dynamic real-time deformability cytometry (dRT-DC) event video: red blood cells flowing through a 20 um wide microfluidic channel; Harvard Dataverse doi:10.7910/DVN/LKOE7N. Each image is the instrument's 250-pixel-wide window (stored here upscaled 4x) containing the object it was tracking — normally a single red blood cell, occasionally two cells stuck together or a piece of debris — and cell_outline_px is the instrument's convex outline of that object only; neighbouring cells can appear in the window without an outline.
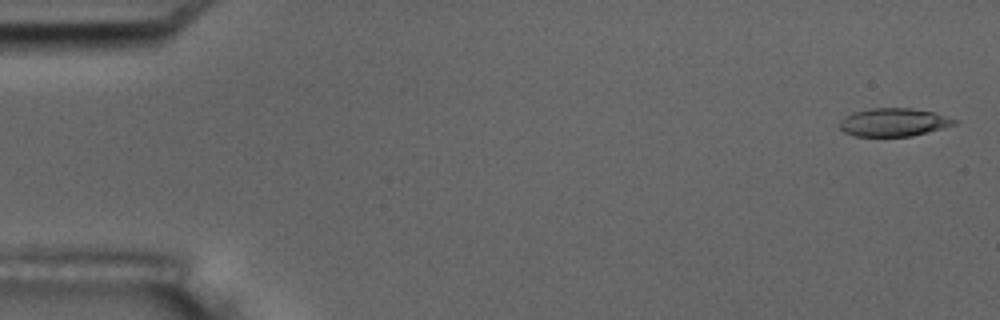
{"species": "common noctule bat (a hibernating species)", "species_latin": "Nyctalus noctula", "temperature_condition": "room temperature", "stored_images_in_passage": 15, "camera_frame_rate_fps": 3000, "um_per_image_px": 0.085, "animal": {"sex": "male", "body_mass_g": 17.5, "forearm_length_mm": 52.3}, "frame": {"image": 1, "passage_image": 1, "time_ms": 0.0, "image_size_px": [1000, 320], "cell_outline_px": [[960, 120], [956, 124], [912, 136], [856, 136], [844, 132], [840, 128], [840, 120], [844, 116], [852, 112], [872, 108], [912, 108], [932, 112]], "centroid_in_image_um": [75.95, 10.39], "position_along_channel_um": 9.1, "area_um2": 18.79}}
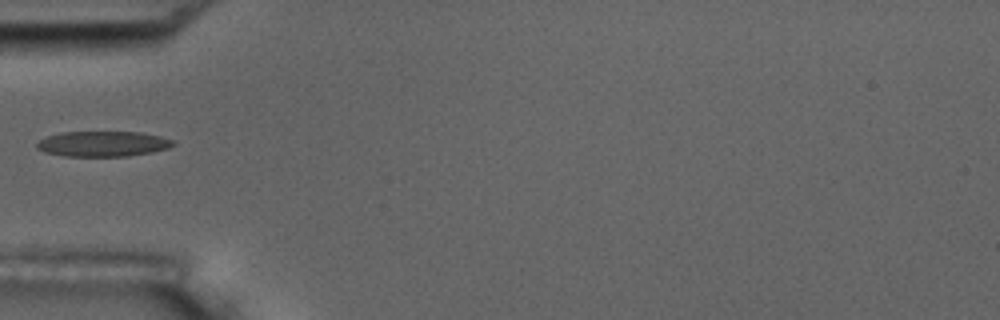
{"frame": {"image": 2, "passage_image": 5, "time_ms": 5.667, "image_size_px": [1000, 320], "cell_outline_px": [[176, 144], [168, 148], [152, 152], [128, 156], [64, 156], [44, 152], [36, 148], [36, 144], [40, 140], [48, 136], [60, 132], [140, 132], [160, 136], [176, 140]], "centroid_in_image_um": [8.77, 12.22], "position_along_channel_um": 76.2, "area_um2": 20.23}}
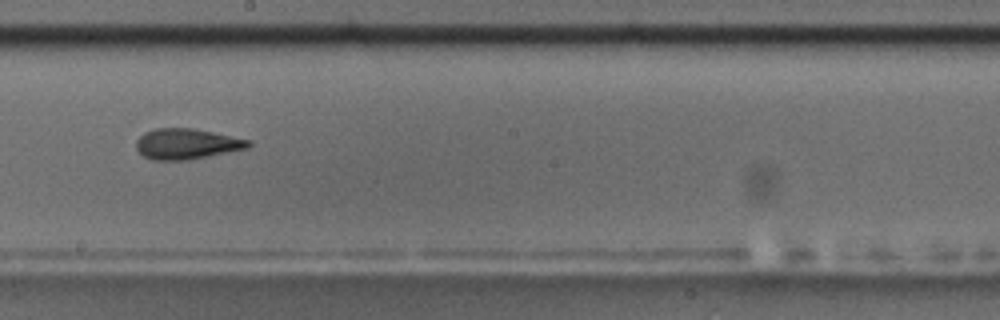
{"frame": {"image": 3, "passage_image": 9, "time_ms": 10.0, "image_size_px": [1000, 320], "cell_outline_px": [[252, 144], [248, 148], [188, 160], [152, 160], [144, 156], [136, 148], [136, 140], [144, 132], [156, 128], [192, 128], [252, 140]], "centroid_in_image_um": [15.87, 12.23], "position_along_channel_um": 232.3, "area_um2": 20.0}, "authors_computed_cell_mechanics": {"area_um2": 19.4786, "velocity_mm_per_s": 3.6077, "shape_relaxation_time_tau1_ms": 6.5529, "shape_relaxation_time_tau2_ms": 2.9077, "deformation_change_tau1": 0.2086, "deformation_change_tau2": 0.1258}}